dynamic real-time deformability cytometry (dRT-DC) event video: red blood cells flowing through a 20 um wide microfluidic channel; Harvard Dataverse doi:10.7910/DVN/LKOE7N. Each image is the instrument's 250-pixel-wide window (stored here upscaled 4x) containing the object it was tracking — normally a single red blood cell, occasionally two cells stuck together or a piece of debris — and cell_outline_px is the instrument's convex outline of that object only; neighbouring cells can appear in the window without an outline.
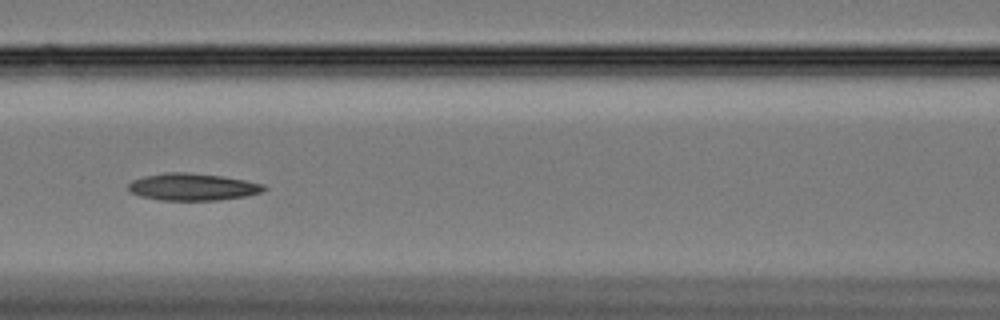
{"species": "Egyptian fruit bat (a non-hibernating species)", "species_latin": "Rousettus aegyptiacus", "temperature_condition": "cold", "stored_images_in_passage": 60, "camera_frame_rate_fps": 3000, "um_per_image_px": 0.085, "animal": {"sex": "female"}, "frame": {"image": 1, "passage_image": 26, "time_ms": 8.333, "image_size_px": [1000, 320], "cell_outline_px": [[268, 188], [260, 192], [244, 196], [220, 200], [160, 200], [140, 196], [128, 192], [128, 184], [132, 180], [144, 176], [168, 172], [184, 172], [220, 176], [244, 180], [264, 184]], "centroid_in_image_um": [16.33, 15.89], "position_along_channel_um": 150.3, "area_um2": 21.33}}
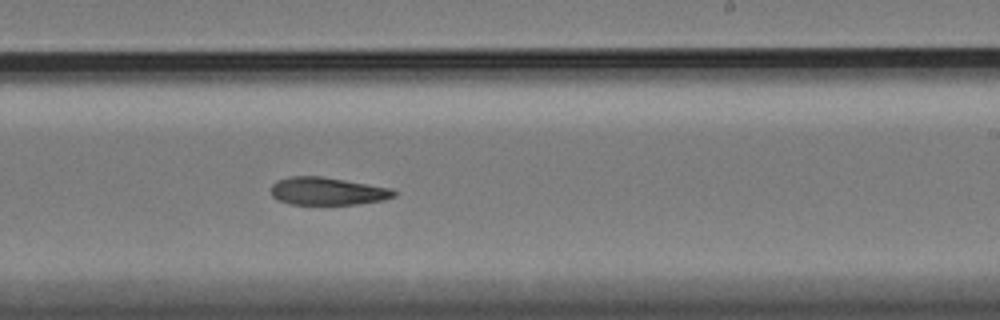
{"frame": {"image": 2, "passage_image": 36, "time_ms": 11.667, "image_size_px": [1000, 320], "cell_outline_px": [[396, 196], [384, 200], [360, 204], [288, 204], [276, 200], [272, 196], [272, 184], [276, 180], [292, 176], [320, 176], [392, 188], [396, 192]], "centroid_in_image_um": [27.83, 16.26], "position_along_channel_um": 261.2, "area_um2": 19.94}}
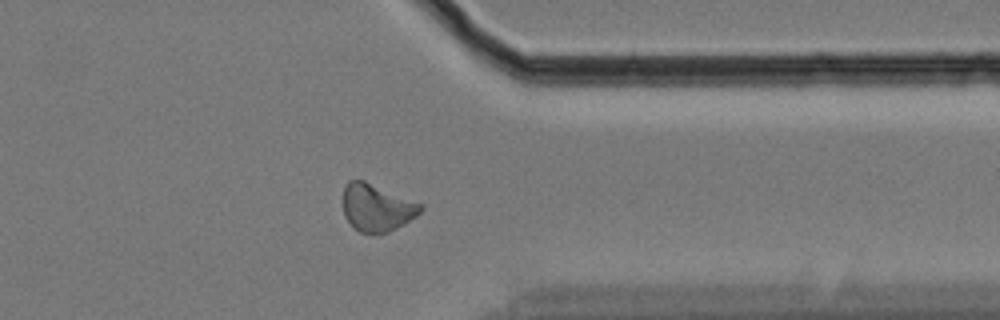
{"frame": {"image": 3, "passage_image": 47, "time_ms": 15.333, "image_size_px": [1000, 320], "cell_outline_px": [[424, 208], [416, 216], [404, 224], [380, 236], [360, 232], [344, 216], [344, 184], [348, 180], [364, 180], [424, 204]], "centroid_in_image_um": [32.05, 17.66], "position_along_channel_um": 379.3, "area_um2": 21.62}}